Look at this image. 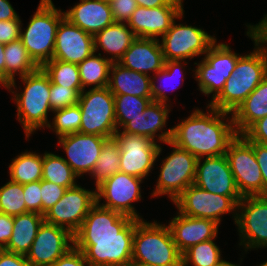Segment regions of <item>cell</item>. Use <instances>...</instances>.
<instances>
[{
	"label": "cell",
	"instance_id": "6da1fadb",
	"mask_svg": "<svg viewBox=\"0 0 267 266\" xmlns=\"http://www.w3.org/2000/svg\"><path fill=\"white\" fill-rule=\"evenodd\" d=\"M139 221L96 203L73 235L74 247L83 252L91 266H126L132 261Z\"/></svg>",
	"mask_w": 267,
	"mask_h": 266
},
{
	"label": "cell",
	"instance_id": "7a4b0ae2",
	"mask_svg": "<svg viewBox=\"0 0 267 266\" xmlns=\"http://www.w3.org/2000/svg\"><path fill=\"white\" fill-rule=\"evenodd\" d=\"M208 107L210 114L198 108L172 128L171 142L197 159L225 154L229 143L237 136L233 116L227 117L228 123L224 122L232 113Z\"/></svg>",
	"mask_w": 267,
	"mask_h": 266
},
{
	"label": "cell",
	"instance_id": "3957f363",
	"mask_svg": "<svg viewBox=\"0 0 267 266\" xmlns=\"http://www.w3.org/2000/svg\"><path fill=\"white\" fill-rule=\"evenodd\" d=\"M254 43L255 50L238 58L231 77L209 106L233 113L267 76V47L255 39Z\"/></svg>",
	"mask_w": 267,
	"mask_h": 266
},
{
	"label": "cell",
	"instance_id": "277c9868",
	"mask_svg": "<svg viewBox=\"0 0 267 266\" xmlns=\"http://www.w3.org/2000/svg\"><path fill=\"white\" fill-rule=\"evenodd\" d=\"M132 261L150 266H182L169 226L140 220L135 225Z\"/></svg>",
	"mask_w": 267,
	"mask_h": 266
},
{
	"label": "cell",
	"instance_id": "5b68a950",
	"mask_svg": "<svg viewBox=\"0 0 267 266\" xmlns=\"http://www.w3.org/2000/svg\"><path fill=\"white\" fill-rule=\"evenodd\" d=\"M25 84L23 92L14 93L17 104V117L22 123L28 138L36 129L48 127V112L50 106L49 76L39 67L36 71L20 77Z\"/></svg>",
	"mask_w": 267,
	"mask_h": 266
},
{
	"label": "cell",
	"instance_id": "8992f818",
	"mask_svg": "<svg viewBox=\"0 0 267 266\" xmlns=\"http://www.w3.org/2000/svg\"><path fill=\"white\" fill-rule=\"evenodd\" d=\"M64 17L52 0H41L26 30H21L20 39L39 67L53 59L57 29Z\"/></svg>",
	"mask_w": 267,
	"mask_h": 266
},
{
	"label": "cell",
	"instance_id": "52a82bcc",
	"mask_svg": "<svg viewBox=\"0 0 267 266\" xmlns=\"http://www.w3.org/2000/svg\"><path fill=\"white\" fill-rule=\"evenodd\" d=\"M78 105L82 114L80 133L114 137L117 131L114 95L108 87L83 90Z\"/></svg>",
	"mask_w": 267,
	"mask_h": 266
},
{
	"label": "cell",
	"instance_id": "ba28073f",
	"mask_svg": "<svg viewBox=\"0 0 267 266\" xmlns=\"http://www.w3.org/2000/svg\"><path fill=\"white\" fill-rule=\"evenodd\" d=\"M225 155L241 196H263V176L254 154L253 142L237 135L229 143Z\"/></svg>",
	"mask_w": 267,
	"mask_h": 266
},
{
	"label": "cell",
	"instance_id": "9c48e42d",
	"mask_svg": "<svg viewBox=\"0 0 267 266\" xmlns=\"http://www.w3.org/2000/svg\"><path fill=\"white\" fill-rule=\"evenodd\" d=\"M216 42L209 47L205 58L200 63H195V78L199 82V90L205 95L214 93L211 101L221 93L241 56L232 52L227 44Z\"/></svg>",
	"mask_w": 267,
	"mask_h": 266
},
{
	"label": "cell",
	"instance_id": "30bf717a",
	"mask_svg": "<svg viewBox=\"0 0 267 266\" xmlns=\"http://www.w3.org/2000/svg\"><path fill=\"white\" fill-rule=\"evenodd\" d=\"M167 144L173 147V152L161 164L160 175L152 196L167 194L174 202L184 190L194 184L197 158L171 141Z\"/></svg>",
	"mask_w": 267,
	"mask_h": 266
},
{
	"label": "cell",
	"instance_id": "8fae6325",
	"mask_svg": "<svg viewBox=\"0 0 267 266\" xmlns=\"http://www.w3.org/2000/svg\"><path fill=\"white\" fill-rule=\"evenodd\" d=\"M242 196H223L210 193L195 184H191L174 201L182 215L211 219L220 224V216L234 211Z\"/></svg>",
	"mask_w": 267,
	"mask_h": 266
},
{
	"label": "cell",
	"instance_id": "7c38bea8",
	"mask_svg": "<svg viewBox=\"0 0 267 266\" xmlns=\"http://www.w3.org/2000/svg\"><path fill=\"white\" fill-rule=\"evenodd\" d=\"M95 204L96 190L89 191L76 185L68 188L62 198L44 213V221L66 228L74 235Z\"/></svg>",
	"mask_w": 267,
	"mask_h": 266
},
{
	"label": "cell",
	"instance_id": "4fadbf2b",
	"mask_svg": "<svg viewBox=\"0 0 267 266\" xmlns=\"http://www.w3.org/2000/svg\"><path fill=\"white\" fill-rule=\"evenodd\" d=\"M216 41L214 36L201 28L190 25L175 24L162 36V52L165 61H183L187 58L206 54L209 47Z\"/></svg>",
	"mask_w": 267,
	"mask_h": 266
},
{
	"label": "cell",
	"instance_id": "5bb4252c",
	"mask_svg": "<svg viewBox=\"0 0 267 266\" xmlns=\"http://www.w3.org/2000/svg\"><path fill=\"white\" fill-rule=\"evenodd\" d=\"M240 214L234 215L245 251L267 247V196H246L237 205Z\"/></svg>",
	"mask_w": 267,
	"mask_h": 266
},
{
	"label": "cell",
	"instance_id": "9a60e30c",
	"mask_svg": "<svg viewBox=\"0 0 267 266\" xmlns=\"http://www.w3.org/2000/svg\"><path fill=\"white\" fill-rule=\"evenodd\" d=\"M114 134L120 146V172L144 179L162 148L150 138L119 132Z\"/></svg>",
	"mask_w": 267,
	"mask_h": 266
},
{
	"label": "cell",
	"instance_id": "2e32d148",
	"mask_svg": "<svg viewBox=\"0 0 267 266\" xmlns=\"http://www.w3.org/2000/svg\"><path fill=\"white\" fill-rule=\"evenodd\" d=\"M141 178L123 172H117L96 187V203L133 219L143 220L134 210L132 202L141 200ZM105 198V204H100Z\"/></svg>",
	"mask_w": 267,
	"mask_h": 266
},
{
	"label": "cell",
	"instance_id": "e0dca14e",
	"mask_svg": "<svg viewBox=\"0 0 267 266\" xmlns=\"http://www.w3.org/2000/svg\"><path fill=\"white\" fill-rule=\"evenodd\" d=\"M73 242V234L66 228L44 221L25 257L31 266H52L74 247Z\"/></svg>",
	"mask_w": 267,
	"mask_h": 266
},
{
	"label": "cell",
	"instance_id": "ac0fdd59",
	"mask_svg": "<svg viewBox=\"0 0 267 266\" xmlns=\"http://www.w3.org/2000/svg\"><path fill=\"white\" fill-rule=\"evenodd\" d=\"M58 138V144L62 145L68 156V159L64 158L65 162L78 177L87 172L91 174L102 151V145L107 139L99 135L80 132Z\"/></svg>",
	"mask_w": 267,
	"mask_h": 266
},
{
	"label": "cell",
	"instance_id": "d6986e66",
	"mask_svg": "<svg viewBox=\"0 0 267 266\" xmlns=\"http://www.w3.org/2000/svg\"><path fill=\"white\" fill-rule=\"evenodd\" d=\"M183 12L182 5L138 6L127 24L137 38L157 39L169 30L174 20L182 18Z\"/></svg>",
	"mask_w": 267,
	"mask_h": 266
},
{
	"label": "cell",
	"instance_id": "ffe728a7",
	"mask_svg": "<svg viewBox=\"0 0 267 266\" xmlns=\"http://www.w3.org/2000/svg\"><path fill=\"white\" fill-rule=\"evenodd\" d=\"M197 159L194 184L210 193L241 196L225 154Z\"/></svg>",
	"mask_w": 267,
	"mask_h": 266
},
{
	"label": "cell",
	"instance_id": "44dd1931",
	"mask_svg": "<svg viewBox=\"0 0 267 266\" xmlns=\"http://www.w3.org/2000/svg\"><path fill=\"white\" fill-rule=\"evenodd\" d=\"M94 52L93 35L64 17L57 29L53 59L79 64Z\"/></svg>",
	"mask_w": 267,
	"mask_h": 266
},
{
	"label": "cell",
	"instance_id": "7402d4cb",
	"mask_svg": "<svg viewBox=\"0 0 267 266\" xmlns=\"http://www.w3.org/2000/svg\"><path fill=\"white\" fill-rule=\"evenodd\" d=\"M168 226L178 251L183 254L191 246L217 237L219 224L211 219L194 218L178 212Z\"/></svg>",
	"mask_w": 267,
	"mask_h": 266
},
{
	"label": "cell",
	"instance_id": "603a6c76",
	"mask_svg": "<svg viewBox=\"0 0 267 266\" xmlns=\"http://www.w3.org/2000/svg\"><path fill=\"white\" fill-rule=\"evenodd\" d=\"M118 63L145 75L149 70L157 73L165 65L159 39L136 38Z\"/></svg>",
	"mask_w": 267,
	"mask_h": 266
},
{
	"label": "cell",
	"instance_id": "cb8c5ba5",
	"mask_svg": "<svg viewBox=\"0 0 267 266\" xmlns=\"http://www.w3.org/2000/svg\"><path fill=\"white\" fill-rule=\"evenodd\" d=\"M169 104L151 101L145 108L143 113L132 118L123 128V133L147 137L155 141L158 140L167 143L172 139V128L156 135V132L161 131L166 126V120L169 115ZM168 107V108H167Z\"/></svg>",
	"mask_w": 267,
	"mask_h": 266
},
{
	"label": "cell",
	"instance_id": "d4e9b609",
	"mask_svg": "<svg viewBox=\"0 0 267 266\" xmlns=\"http://www.w3.org/2000/svg\"><path fill=\"white\" fill-rule=\"evenodd\" d=\"M64 16L93 36L115 22L109 2L103 0H81Z\"/></svg>",
	"mask_w": 267,
	"mask_h": 266
},
{
	"label": "cell",
	"instance_id": "484cf974",
	"mask_svg": "<svg viewBox=\"0 0 267 266\" xmlns=\"http://www.w3.org/2000/svg\"><path fill=\"white\" fill-rule=\"evenodd\" d=\"M110 73L108 88L113 95L152 98V79L148 75L124 68L118 62L112 63Z\"/></svg>",
	"mask_w": 267,
	"mask_h": 266
},
{
	"label": "cell",
	"instance_id": "4316f807",
	"mask_svg": "<svg viewBox=\"0 0 267 266\" xmlns=\"http://www.w3.org/2000/svg\"><path fill=\"white\" fill-rule=\"evenodd\" d=\"M237 135H242L253 123L267 116V76L232 113Z\"/></svg>",
	"mask_w": 267,
	"mask_h": 266
},
{
	"label": "cell",
	"instance_id": "83f0119b",
	"mask_svg": "<svg viewBox=\"0 0 267 266\" xmlns=\"http://www.w3.org/2000/svg\"><path fill=\"white\" fill-rule=\"evenodd\" d=\"M127 23L114 22L93 36L94 51H98L99 46L112 55V62H119L125 51L137 38Z\"/></svg>",
	"mask_w": 267,
	"mask_h": 266
},
{
	"label": "cell",
	"instance_id": "f1b7e54d",
	"mask_svg": "<svg viewBox=\"0 0 267 266\" xmlns=\"http://www.w3.org/2000/svg\"><path fill=\"white\" fill-rule=\"evenodd\" d=\"M43 222L44 216L35 212L14 216L13 233L4 250L26 256Z\"/></svg>",
	"mask_w": 267,
	"mask_h": 266
},
{
	"label": "cell",
	"instance_id": "f546056e",
	"mask_svg": "<svg viewBox=\"0 0 267 266\" xmlns=\"http://www.w3.org/2000/svg\"><path fill=\"white\" fill-rule=\"evenodd\" d=\"M5 87L11 89L16 87L14 75L20 77L36 71L39 66L29 56L27 49L21 39L5 44Z\"/></svg>",
	"mask_w": 267,
	"mask_h": 266
},
{
	"label": "cell",
	"instance_id": "4dcf8cb0",
	"mask_svg": "<svg viewBox=\"0 0 267 266\" xmlns=\"http://www.w3.org/2000/svg\"><path fill=\"white\" fill-rule=\"evenodd\" d=\"M112 63L110 58L102 57L100 53L96 55L95 52L79 63L82 89L85 90L86 86L91 85L94 89L108 87Z\"/></svg>",
	"mask_w": 267,
	"mask_h": 266
},
{
	"label": "cell",
	"instance_id": "1f68e13d",
	"mask_svg": "<svg viewBox=\"0 0 267 266\" xmlns=\"http://www.w3.org/2000/svg\"><path fill=\"white\" fill-rule=\"evenodd\" d=\"M10 181L26 184L42 180L43 157L33 152H23L9 165Z\"/></svg>",
	"mask_w": 267,
	"mask_h": 266
},
{
	"label": "cell",
	"instance_id": "d6a6232c",
	"mask_svg": "<svg viewBox=\"0 0 267 266\" xmlns=\"http://www.w3.org/2000/svg\"><path fill=\"white\" fill-rule=\"evenodd\" d=\"M117 172H120V146L115 137H111L104 141L98 161L90 175L96 180L95 185L98 187Z\"/></svg>",
	"mask_w": 267,
	"mask_h": 266
},
{
	"label": "cell",
	"instance_id": "836d02e7",
	"mask_svg": "<svg viewBox=\"0 0 267 266\" xmlns=\"http://www.w3.org/2000/svg\"><path fill=\"white\" fill-rule=\"evenodd\" d=\"M76 177L78 176L65 162L63 157L53 153H44L42 180L58 184L68 189L77 185V182H75Z\"/></svg>",
	"mask_w": 267,
	"mask_h": 266
},
{
	"label": "cell",
	"instance_id": "e575fe53",
	"mask_svg": "<svg viewBox=\"0 0 267 266\" xmlns=\"http://www.w3.org/2000/svg\"><path fill=\"white\" fill-rule=\"evenodd\" d=\"M41 68L49 76L51 83L70 89H82L78 64L52 59Z\"/></svg>",
	"mask_w": 267,
	"mask_h": 266
},
{
	"label": "cell",
	"instance_id": "d590c367",
	"mask_svg": "<svg viewBox=\"0 0 267 266\" xmlns=\"http://www.w3.org/2000/svg\"><path fill=\"white\" fill-rule=\"evenodd\" d=\"M219 247L213 239L191 246L182 254V266H218L225 260L221 259Z\"/></svg>",
	"mask_w": 267,
	"mask_h": 266
},
{
	"label": "cell",
	"instance_id": "8d00e7d4",
	"mask_svg": "<svg viewBox=\"0 0 267 266\" xmlns=\"http://www.w3.org/2000/svg\"><path fill=\"white\" fill-rule=\"evenodd\" d=\"M151 101H153L152 98L134 95H114L117 130L119 126L123 128L132 118L143 113Z\"/></svg>",
	"mask_w": 267,
	"mask_h": 266
},
{
	"label": "cell",
	"instance_id": "74e56055",
	"mask_svg": "<svg viewBox=\"0 0 267 266\" xmlns=\"http://www.w3.org/2000/svg\"><path fill=\"white\" fill-rule=\"evenodd\" d=\"M0 212L13 217L28 213L22 184L9 181L0 188Z\"/></svg>",
	"mask_w": 267,
	"mask_h": 266
},
{
	"label": "cell",
	"instance_id": "f35d334b",
	"mask_svg": "<svg viewBox=\"0 0 267 266\" xmlns=\"http://www.w3.org/2000/svg\"><path fill=\"white\" fill-rule=\"evenodd\" d=\"M54 120L48 125L50 129H53L58 137L80 132L81 125V109L79 105H74L62 109L54 110Z\"/></svg>",
	"mask_w": 267,
	"mask_h": 266
},
{
	"label": "cell",
	"instance_id": "ab89813d",
	"mask_svg": "<svg viewBox=\"0 0 267 266\" xmlns=\"http://www.w3.org/2000/svg\"><path fill=\"white\" fill-rule=\"evenodd\" d=\"M83 89H70L54 83L50 85V106L52 112L78 104L79 94Z\"/></svg>",
	"mask_w": 267,
	"mask_h": 266
},
{
	"label": "cell",
	"instance_id": "60d3db41",
	"mask_svg": "<svg viewBox=\"0 0 267 266\" xmlns=\"http://www.w3.org/2000/svg\"><path fill=\"white\" fill-rule=\"evenodd\" d=\"M181 66H182L181 61L180 62L179 61H165L164 67L156 73L155 78L154 77L152 78V99H153V101L166 103L169 100L166 93L163 92L164 90H162L164 87L161 89L159 86H156L154 79H156L157 76H159L160 80L163 81V78L166 80L168 78L170 79L171 77L173 78L174 74H177L179 76L178 73L181 71L180 68H183ZM160 86H161V84H160ZM173 89H175V88L173 87Z\"/></svg>",
	"mask_w": 267,
	"mask_h": 266
},
{
	"label": "cell",
	"instance_id": "b9f144b4",
	"mask_svg": "<svg viewBox=\"0 0 267 266\" xmlns=\"http://www.w3.org/2000/svg\"><path fill=\"white\" fill-rule=\"evenodd\" d=\"M66 190V187L41 180L42 215L62 198Z\"/></svg>",
	"mask_w": 267,
	"mask_h": 266
},
{
	"label": "cell",
	"instance_id": "7bdbcfd3",
	"mask_svg": "<svg viewBox=\"0 0 267 266\" xmlns=\"http://www.w3.org/2000/svg\"><path fill=\"white\" fill-rule=\"evenodd\" d=\"M23 190L26 210L42 215L41 180L23 184Z\"/></svg>",
	"mask_w": 267,
	"mask_h": 266
},
{
	"label": "cell",
	"instance_id": "ee69618b",
	"mask_svg": "<svg viewBox=\"0 0 267 266\" xmlns=\"http://www.w3.org/2000/svg\"><path fill=\"white\" fill-rule=\"evenodd\" d=\"M115 22H128L138 7L135 0H111L109 2Z\"/></svg>",
	"mask_w": 267,
	"mask_h": 266
},
{
	"label": "cell",
	"instance_id": "f6af8a7d",
	"mask_svg": "<svg viewBox=\"0 0 267 266\" xmlns=\"http://www.w3.org/2000/svg\"><path fill=\"white\" fill-rule=\"evenodd\" d=\"M21 22L20 19L0 21V43L8 44L20 39Z\"/></svg>",
	"mask_w": 267,
	"mask_h": 266
},
{
	"label": "cell",
	"instance_id": "bcb514c9",
	"mask_svg": "<svg viewBox=\"0 0 267 266\" xmlns=\"http://www.w3.org/2000/svg\"><path fill=\"white\" fill-rule=\"evenodd\" d=\"M242 135L250 142L267 145V116L253 123Z\"/></svg>",
	"mask_w": 267,
	"mask_h": 266
},
{
	"label": "cell",
	"instance_id": "7dc6e473",
	"mask_svg": "<svg viewBox=\"0 0 267 266\" xmlns=\"http://www.w3.org/2000/svg\"><path fill=\"white\" fill-rule=\"evenodd\" d=\"M52 266H91L82 251L71 248L65 255L57 259Z\"/></svg>",
	"mask_w": 267,
	"mask_h": 266
},
{
	"label": "cell",
	"instance_id": "c3c4849f",
	"mask_svg": "<svg viewBox=\"0 0 267 266\" xmlns=\"http://www.w3.org/2000/svg\"><path fill=\"white\" fill-rule=\"evenodd\" d=\"M253 149L263 176V196H267V145L253 142Z\"/></svg>",
	"mask_w": 267,
	"mask_h": 266
},
{
	"label": "cell",
	"instance_id": "681fc988",
	"mask_svg": "<svg viewBox=\"0 0 267 266\" xmlns=\"http://www.w3.org/2000/svg\"><path fill=\"white\" fill-rule=\"evenodd\" d=\"M14 217L0 212V250L7 247L13 233Z\"/></svg>",
	"mask_w": 267,
	"mask_h": 266
},
{
	"label": "cell",
	"instance_id": "f907efd6",
	"mask_svg": "<svg viewBox=\"0 0 267 266\" xmlns=\"http://www.w3.org/2000/svg\"><path fill=\"white\" fill-rule=\"evenodd\" d=\"M247 27V36L253 40H257L261 45L267 44V15L255 26L248 25Z\"/></svg>",
	"mask_w": 267,
	"mask_h": 266
},
{
	"label": "cell",
	"instance_id": "816d5d0a",
	"mask_svg": "<svg viewBox=\"0 0 267 266\" xmlns=\"http://www.w3.org/2000/svg\"><path fill=\"white\" fill-rule=\"evenodd\" d=\"M0 266H31L24 255L0 250Z\"/></svg>",
	"mask_w": 267,
	"mask_h": 266
},
{
	"label": "cell",
	"instance_id": "f5cc1de1",
	"mask_svg": "<svg viewBox=\"0 0 267 266\" xmlns=\"http://www.w3.org/2000/svg\"><path fill=\"white\" fill-rule=\"evenodd\" d=\"M20 19L8 0H0V21Z\"/></svg>",
	"mask_w": 267,
	"mask_h": 266
},
{
	"label": "cell",
	"instance_id": "db71d44e",
	"mask_svg": "<svg viewBox=\"0 0 267 266\" xmlns=\"http://www.w3.org/2000/svg\"><path fill=\"white\" fill-rule=\"evenodd\" d=\"M137 5L145 8H154L164 5H183L182 0H135Z\"/></svg>",
	"mask_w": 267,
	"mask_h": 266
},
{
	"label": "cell",
	"instance_id": "11a10c76",
	"mask_svg": "<svg viewBox=\"0 0 267 266\" xmlns=\"http://www.w3.org/2000/svg\"><path fill=\"white\" fill-rule=\"evenodd\" d=\"M5 44L0 43V84L5 87Z\"/></svg>",
	"mask_w": 267,
	"mask_h": 266
},
{
	"label": "cell",
	"instance_id": "9f6ffc18",
	"mask_svg": "<svg viewBox=\"0 0 267 266\" xmlns=\"http://www.w3.org/2000/svg\"><path fill=\"white\" fill-rule=\"evenodd\" d=\"M126 266H150V265H145L135 261H130Z\"/></svg>",
	"mask_w": 267,
	"mask_h": 266
},
{
	"label": "cell",
	"instance_id": "6f0895ef",
	"mask_svg": "<svg viewBox=\"0 0 267 266\" xmlns=\"http://www.w3.org/2000/svg\"><path fill=\"white\" fill-rule=\"evenodd\" d=\"M218 266H240V265H235V264L230 263L229 261H224Z\"/></svg>",
	"mask_w": 267,
	"mask_h": 266
},
{
	"label": "cell",
	"instance_id": "680465c9",
	"mask_svg": "<svg viewBox=\"0 0 267 266\" xmlns=\"http://www.w3.org/2000/svg\"><path fill=\"white\" fill-rule=\"evenodd\" d=\"M260 266H267V261L265 263H262Z\"/></svg>",
	"mask_w": 267,
	"mask_h": 266
}]
</instances>
